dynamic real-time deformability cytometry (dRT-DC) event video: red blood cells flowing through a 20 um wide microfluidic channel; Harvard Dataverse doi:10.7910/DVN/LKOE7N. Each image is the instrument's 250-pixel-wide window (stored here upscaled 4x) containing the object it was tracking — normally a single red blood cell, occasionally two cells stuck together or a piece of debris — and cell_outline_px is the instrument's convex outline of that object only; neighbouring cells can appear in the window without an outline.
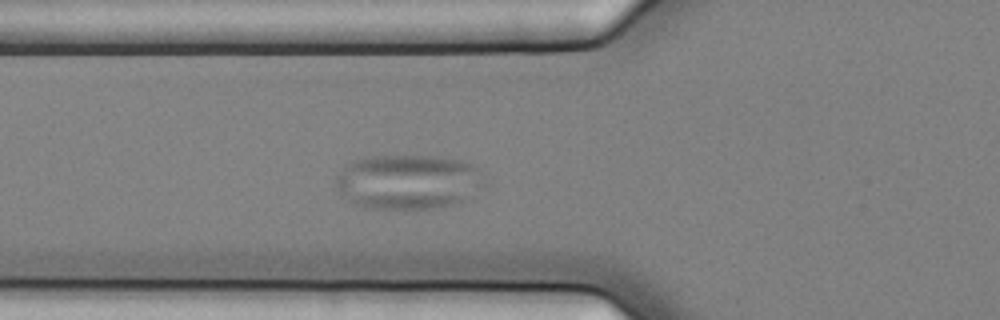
{"species": "common noctule bat (a hibernating species)", "species_latin": "Nyctalus noctula", "temperature_condition": "cold", "stored_images_in_passage": 57, "camera_frame_rate_fps": 3000, "um_per_image_px": 0.085, "animal": {"sex": "female", "body_mass_g": 25.1}, "frame": {"image": 1, "passage_image": 21, "time_ms": 6.667, "image_size_px": [1000, 320], "cell_outline_px": [[488, 188], [460, 204], [444, 208], [372, 208], [356, 204], [332, 180], [344, 164], [368, 156], [432, 156], [460, 160], [472, 164], [480, 168], [488, 184]], "centroid_in_image_um": [34.85, 15.45], "position_along_channel_um": 90.9, "area_um2": 48.21}}
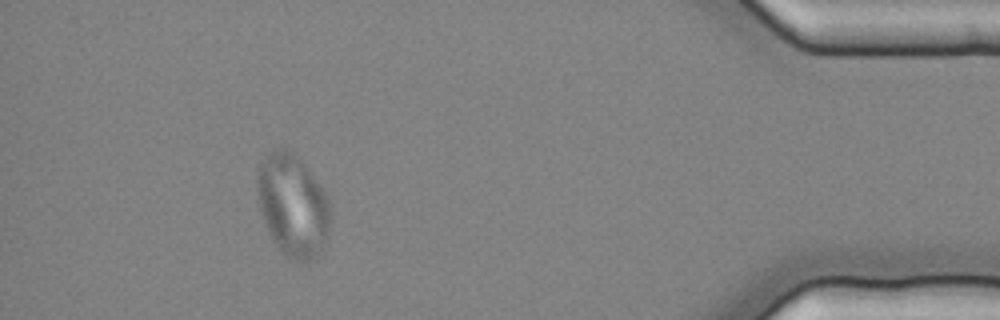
{"frame": {"image": 2, "passage_image": 52, "time_ms": 17.0, "image_size_px": [1000, 320], "cell_outline_px": [[328, 232], [324, 244], [312, 260], [292, 260], [272, 240], [264, 224], [260, 212], [256, 184], [256, 176], [260, 164], [272, 148], [288, 148], [304, 164], [324, 192], [328, 200]], "centroid_in_image_um": [24.82, 17.42], "position_along_channel_um": 410.4, "area_um2": 42.89}}